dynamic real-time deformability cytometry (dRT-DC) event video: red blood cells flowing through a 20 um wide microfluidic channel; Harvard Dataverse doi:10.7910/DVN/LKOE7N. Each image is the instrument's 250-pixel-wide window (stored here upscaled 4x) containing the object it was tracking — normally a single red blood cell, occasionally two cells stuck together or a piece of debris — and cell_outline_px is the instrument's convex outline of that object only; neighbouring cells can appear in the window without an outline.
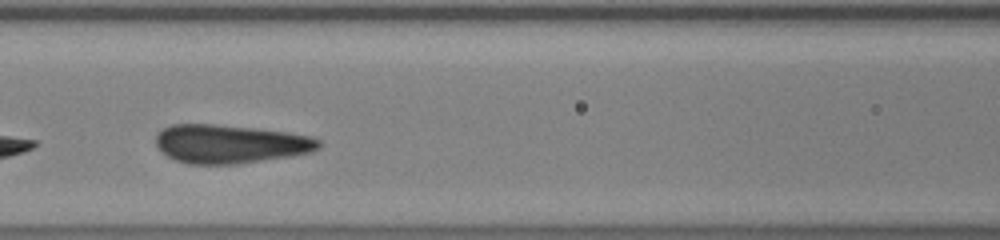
{"species": "human", "species_latin": "Homo sapiens", "temperature_condition": "warm", "stored_images_in_passage": 30, "camera_frame_rate_fps": 3000, "um_per_image_px": 0.085, "donor": {"sex": "male"}, "frame": {"image": 1, "passage_image": 11, "time_ms": 3.333, "image_size_px": [1000, 240], "cell_outline_px": [[320, 148], [312, 152], [288, 156], [236, 164], [188, 164], [176, 160], [168, 156], [156, 144], [156, 132], [172, 124], [216, 124], [288, 132], [312, 136], [320, 140]], "centroid_in_image_um": [19.57, 12.23], "position_along_channel_um": 147.0, "area_um2": 36.53}}
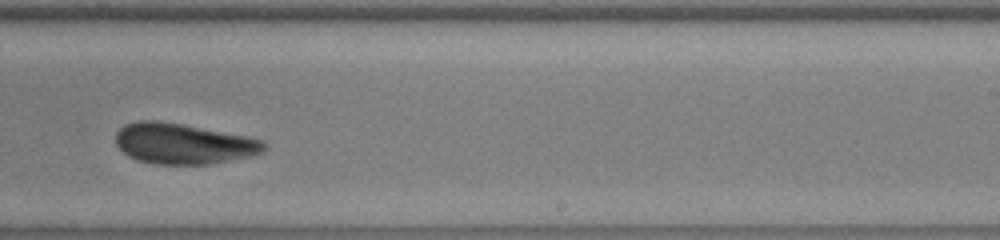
{"frame": {"image": 2, "passage_image": 20, "time_ms": 6.333, "image_size_px": [1000, 240], "cell_outline_px": [[264, 148], [260, 152], [248, 156], [208, 164], [152, 164], [136, 160], [128, 156], [116, 144], [116, 132], [124, 124], [136, 120], [156, 120], [180, 124], [244, 136], [264, 140]], "centroid_in_image_um": [15.49, 12.21], "position_along_channel_um": 273.5, "area_um2": 34.62}}
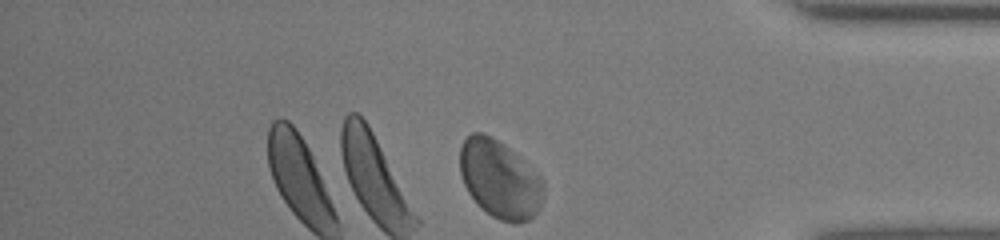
{"frame": {"image": 3, "passage_image": 30, "time_ms": 9.667, "image_size_px": [1000, 240], "cell_outline_px": [[544, 196], [536, 212], [528, 220], [520, 224], [512, 224], [500, 220], [492, 216], [480, 208], [476, 204], [468, 192], [464, 184], [460, 172], [460, 148], [464, 140], [472, 132], [484, 132], [508, 148], [540, 176], [544, 180]], "centroid_in_image_um": [42.46, 15.27], "position_along_channel_um": 392.7, "area_um2": 37.92}, "authors_computed_cell_mechanics": {"area_um2": 36.4429, "velocity_mm_per_s": 4.2246, "shape_relaxation_time_tau1_ms": 4.022, "shape_relaxation_time_tau2_ms": null, "deformation_change_tau1": 0.0915, "deformation_change_tau2": null}}